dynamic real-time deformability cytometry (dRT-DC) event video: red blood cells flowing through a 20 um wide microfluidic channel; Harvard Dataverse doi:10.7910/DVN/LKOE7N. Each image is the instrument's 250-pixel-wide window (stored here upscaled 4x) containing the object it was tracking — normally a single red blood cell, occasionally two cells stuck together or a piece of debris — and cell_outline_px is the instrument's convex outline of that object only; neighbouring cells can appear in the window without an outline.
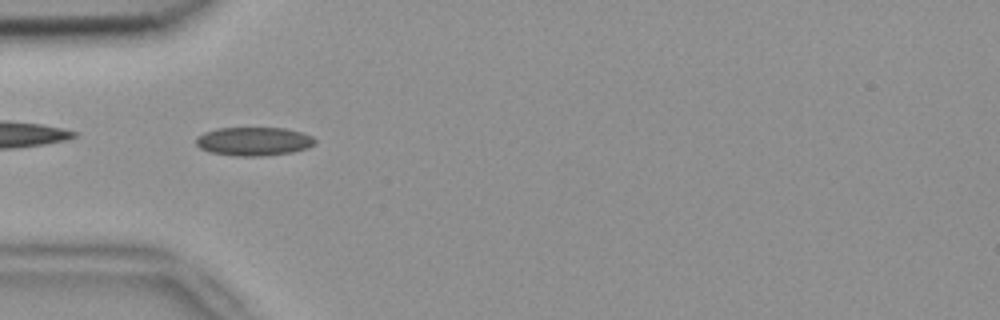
{"species": "common noctule bat (a hibernating species)", "species_latin": "Nyctalus noctula", "temperature_condition": "room temperature", "stored_images_in_passage": 51, "camera_frame_rate_fps": 3000, "um_per_image_px": 0.085, "animal": {"sex": "female", "body_mass_g": 18.4}, "frame": {"image": 1, "passage_image": 15, "time_ms": 4.667, "image_size_px": [1000, 320], "cell_outline_px": [[316, 144], [308, 148], [292, 152], [260, 156], [236, 156], [212, 152], [200, 148], [196, 144], [196, 136], [204, 132], [220, 128], [284, 128], [300, 132], [312, 136], [316, 140]], "centroid_in_image_um": [21.58, 12.01], "position_along_channel_um": 63.4, "area_um2": 19.77}}
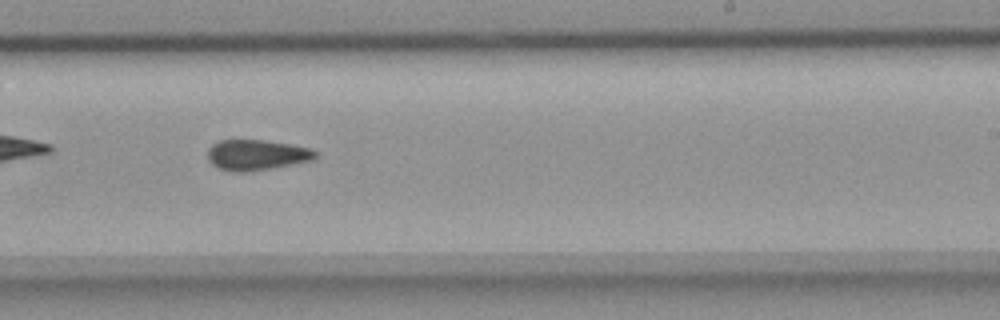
{"frame": {"image": 2, "passage_image": 31, "time_ms": 10.0, "image_size_px": [1000, 320], "cell_outline_px": [[316, 156], [312, 160], [252, 172], [232, 172], [220, 168], [212, 164], [208, 160], [208, 148], [212, 144], [220, 140], [264, 140], [312, 148], [316, 152]], "centroid_in_image_um": [21.79, 13.17], "position_along_channel_um": 267.2, "area_um2": 19.19}}
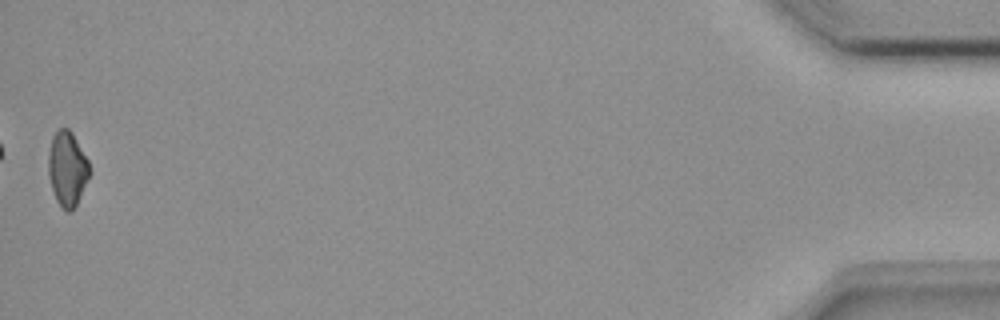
{"frame": {"image": 3, "passage_image": 51, "time_ms": 16.667, "image_size_px": [1000, 320], "cell_outline_px": [[92, 172], [76, 204], [68, 212], [56, 200], [52, 188], [48, 172], [48, 156], [52, 136], [60, 128], [68, 128], [72, 132], [88, 160]], "centroid_in_image_um": [5.73, 14.31], "position_along_channel_um": 429.5, "area_um2": 17.74}, "authors_computed_cell_mechanics": {"area_um2": 19.1896, "velocity_mm_per_s": 3.8583, "shape_relaxation_time_tau1_ms": null, "shape_relaxation_time_tau2_ms": 6.803, "deformation_change_tau1": null, "deformation_change_tau2": 0.1218}}